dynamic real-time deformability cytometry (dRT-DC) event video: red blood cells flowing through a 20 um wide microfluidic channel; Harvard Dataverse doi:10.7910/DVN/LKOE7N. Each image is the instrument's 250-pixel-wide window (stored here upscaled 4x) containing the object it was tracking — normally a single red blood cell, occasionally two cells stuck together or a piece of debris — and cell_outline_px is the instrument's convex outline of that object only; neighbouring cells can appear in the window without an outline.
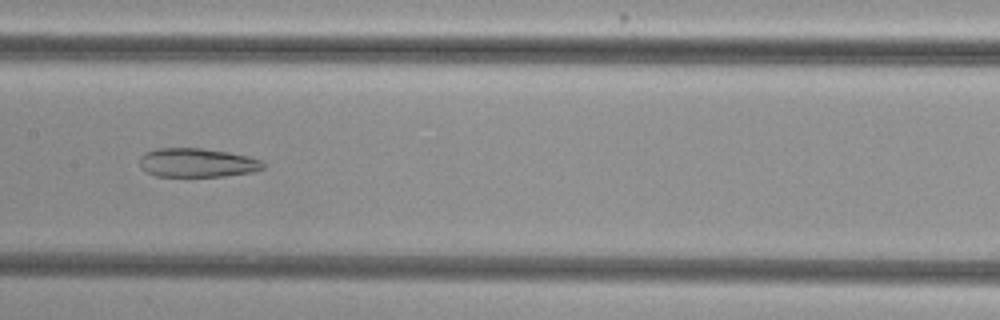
{"species": "common noctule bat (a hibernating species)", "species_latin": "Nyctalus noctula", "temperature_condition": "cold", "stored_images_in_passage": 36, "camera_frame_rate_fps": 3000, "um_per_image_px": 0.085, "animal": {"sex": "female", "body_mass_g": 29.2, "forearm_length_mm": 56.3}, "frame": {"image": 1, "passage_image": 10, "time_ms": 3.0, "image_size_px": [1000, 320], "cell_outline_px": [[264, 168], [252, 172], [224, 176], [156, 176], [140, 168], [140, 156], [156, 148], [200, 148], [228, 152], [248, 156], [260, 160], [264, 164]], "centroid_in_image_um": [16.75, 13.83], "position_along_channel_um": 190.6, "area_um2": 20.69}}
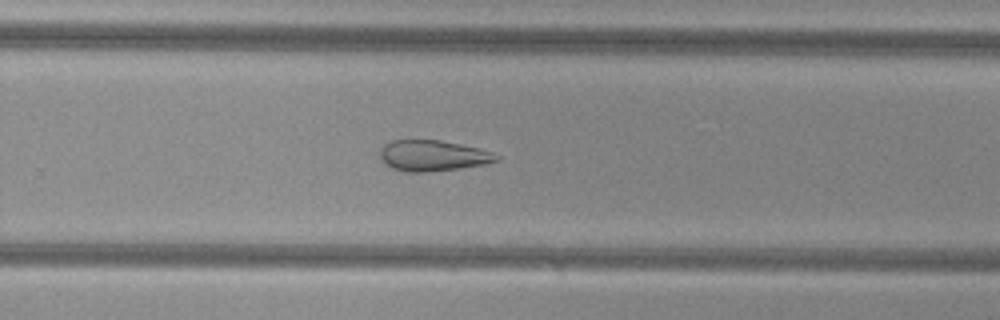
{"frame": {"image": 2, "passage_image": 18, "time_ms": 5.667, "image_size_px": [1000, 320], "cell_outline_px": [[500, 160], [488, 164], [460, 168], [424, 172], [404, 172], [392, 168], [384, 164], [380, 160], [380, 148], [384, 144], [392, 140], [440, 140], [480, 148], [492, 152], [500, 156]], "centroid_in_image_um": [36.79, 13.23], "position_along_channel_um": 293.0, "area_um2": 21.21}}
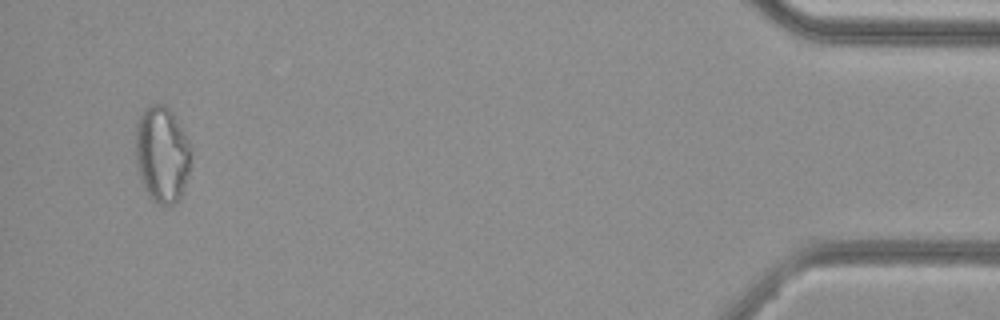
{"frame": {"image": 3, "passage_image": 34, "time_ms": 11.0, "image_size_px": [1000, 320], "cell_outline_px": [[192, 148], [188, 172], [184, 188], [180, 196], [172, 204], [160, 204], [152, 200], [148, 196], [140, 180], [136, 164], [136, 120], [152, 104], [164, 104], [172, 112]], "centroid_in_image_um": [13.75, 13.13], "position_along_channel_um": 421.4, "area_um2": 30.87}}